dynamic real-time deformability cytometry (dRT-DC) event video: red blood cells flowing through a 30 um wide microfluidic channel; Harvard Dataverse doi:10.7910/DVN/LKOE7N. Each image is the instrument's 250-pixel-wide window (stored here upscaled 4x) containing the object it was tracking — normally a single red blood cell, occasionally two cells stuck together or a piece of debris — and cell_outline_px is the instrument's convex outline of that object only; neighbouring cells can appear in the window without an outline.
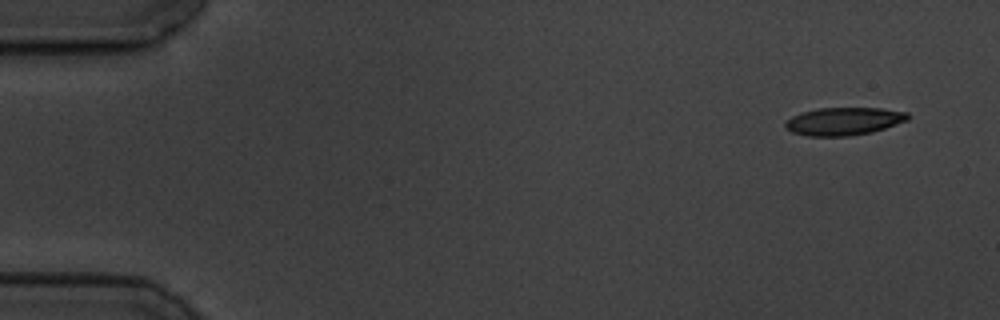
{"species": "common noctule bat (a hibernating species)", "species_latin": "Nyctalus noctula", "temperature_condition": "cold", "stored_images_in_passage": 4, "camera_frame_rate_fps": 3000, "um_per_image_px": 0.085, "animal": {"sex": "male", "body_mass_g": 19.5, "forearm_length_mm": 54.6}, "frame": {"image": 1, "passage_image": 1, "time_ms": 0.0, "image_size_px": [1000, 320], "cell_outline_px": [[908, 120], [872, 132], [848, 136], [808, 136], [792, 132], [784, 124], [792, 116], [804, 112], [820, 108], [880, 108], [908, 112]], "centroid_in_image_um": [71.74, 10.31], "position_along_channel_um": 13.3, "area_um2": 19.59}}
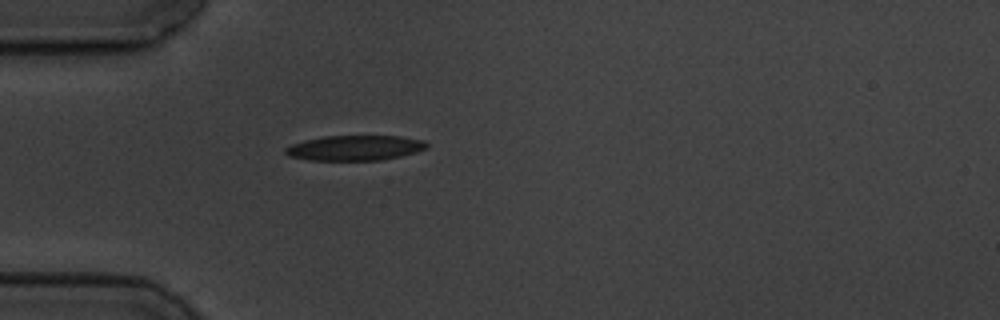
{"frame": {"image": 2, "passage_image": 4, "time_ms": 4.333, "image_size_px": [1000, 320], "cell_outline_px": [[428, 148], [416, 152], [384, 160], [308, 160], [288, 156], [284, 152], [284, 148], [292, 144], [304, 140], [324, 136], [400, 136], [424, 140], [428, 144]], "centroid_in_image_um": [30.17, 12.57], "position_along_channel_um": 54.8, "area_um2": 20.81}}